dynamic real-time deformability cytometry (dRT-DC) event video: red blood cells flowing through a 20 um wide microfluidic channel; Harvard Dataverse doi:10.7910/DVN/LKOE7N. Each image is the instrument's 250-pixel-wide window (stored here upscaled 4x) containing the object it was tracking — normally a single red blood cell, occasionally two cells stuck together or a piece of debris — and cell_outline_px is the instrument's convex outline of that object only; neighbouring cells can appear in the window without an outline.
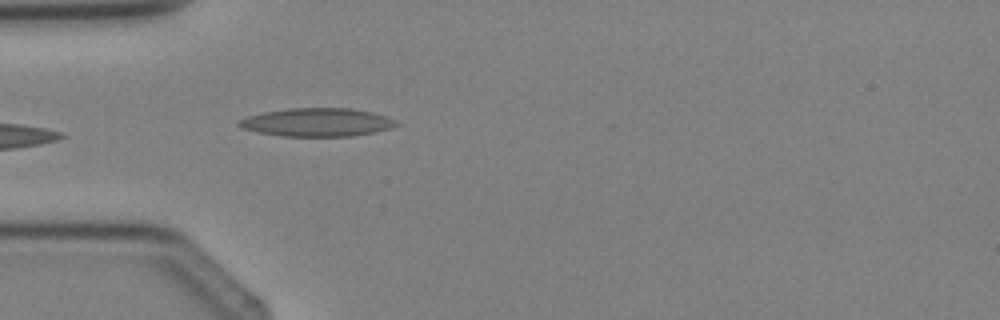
{"species": "Egyptian fruit bat (a non-hibernating species)", "species_latin": "Rousettus aegyptiacus", "temperature_condition": "cold", "stored_images_in_passage": 3, "camera_frame_rate_fps": 3000, "um_per_image_px": 0.085, "animal": {"sex": "female"}, "frame": {"image": 1, "passage_image": 3, "time_ms": 3.0, "image_size_px": [1000, 320], "cell_outline_px": [[400, 124], [392, 128], [352, 136], [280, 136], [256, 132], [240, 128], [236, 124], [240, 120], [248, 116], [264, 112], [288, 108], [352, 108], [372, 112], [396, 120]], "centroid_in_image_um": [26.93, 10.39], "position_along_channel_um": 58.1, "area_um2": 26.01}}